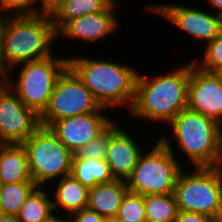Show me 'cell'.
Listing matches in <instances>:
<instances>
[{
    "instance_id": "d6986e66",
    "label": "cell",
    "mask_w": 222,
    "mask_h": 222,
    "mask_svg": "<svg viewBox=\"0 0 222 222\" xmlns=\"http://www.w3.org/2000/svg\"><path fill=\"white\" fill-rule=\"evenodd\" d=\"M71 175L88 189L114 179L105 159L72 157Z\"/></svg>"
},
{
    "instance_id": "484cf974",
    "label": "cell",
    "mask_w": 222,
    "mask_h": 222,
    "mask_svg": "<svg viewBox=\"0 0 222 222\" xmlns=\"http://www.w3.org/2000/svg\"><path fill=\"white\" fill-rule=\"evenodd\" d=\"M201 50H204L203 55L201 51L202 58H192L194 65L203 71L211 73L222 67V33L204 45V49Z\"/></svg>"
},
{
    "instance_id": "e0dca14e",
    "label": "cell",
    "mask_w": 222,
    "mask_h": 222,
    "mask_svg": "<svg viewBox=\"0 0 222 222\" xmlns=\"http://www.w3.org/2000/svg\"><path fill=\"white\" fill-rule=\"evenodd\" d=\"M128 191L124 180L113 179L108 183L97 184L89 189L87 208L109 220L116 217Z\"/></svg>"
},
{
    "instance_id": "e575fe53",
    "label": "cell",
    "mask_w": 222,
    "mask_h": 222,
    "mask_svg": "<svg viewBox=\"0 0 222 222\" xmlns=\"http://www.w3.org/2000/svg\"><path fill=\"white\" fill-rule=\"evenodd\" d=\"M213 73L219 79V81L222 83V67L216 69Z\"/></svg>"
},
{
    "instance_id": "9a60e30c",
    "label": "cell",
    "mask_w": 222,
    "mask_h": 222,
    "mask_svg": "<svg viewBox=\"0 0 222 222\" xmlns=\"http://www.w3.org/2000/svg\"><path fill=\"white\" fill-rule=\"evenodd\" d=\"M123 127L119 124L111 132L105 160L109 165L112 177L126 181L137 165L140 154L144 151V146L142 143V146H139V141L136 140L137 136Z\"/></svg>"
},
{
    "instance_id": "8992f818",
    "label": "cell",
    "mask_w": 222,
    "mask_h": 222,
    "mask_svg": "<svg viewBox=\"0 0 222 222\" xmlns=\"http://www.w3.org/2000/svg\"><path fill=\"white\" fill-rule=\"evenodd\" d=\"M191 169L183 168L177 178L174 195L178 210L222 222V166Z\"/></svg>"
},
{
    "instance_id": "83f0119b",
    "label": "cell",
    "mask_w": 222,
    "mask_h": 222,
    "mask_svg": "<svg viewBox=\"0 0 222 222\" xmlns=\"http://www.w3.org/2000/svg\"><path fill=\"white\" fill-rule=\"evenodd\" d=\"M67 218L69 222H108L104 216L99 215L97 212L87 207L71 213Z\"/></svg>"
},
{
    "instance_id": "8fae6325",
    "label": "cell",
    "mask_w": 222,
    "mask_h": 222,
    "mask_svg": "<svg viewBox=\"0 0 222 222\" xmlns=\"http://www.w3.org/2000/svg\"><path fill=\"white\" fill-rule=\"evenodd\" d=\"M39 116L11 88L0 84V144H22L39 127Z\"/></svg>"
},
{
    "instance_id": "9c48e42d",
    "label": "cell",
    "mask_w": 222,
    "mask_h": 222,
    "mask_svg": "<svg viewBox=\"0 0 222 222\" xmlns=\"http://www.w3.org/2000/svg\"><path fill=\"white\" fill-rule=\"evenodd\" d=\"M92 92L68 66L57 79L49 103L39 116L40 125L49 127L54 121L91 112H107Z\"/></svg>"
},
{
    "instance_id": "d6a6232c",
    "label": "cell",
    "mask_w": 222,
    "mask_h": 222,
    "mask_svg": "<svg viewBox=\"0 0 222 222\" xmlns=\"http://www.w3.org/2000/svg\"><path fill=\"white\" fill-rule=\"evenodd\" d=\"M43 222H69V221L67 216L58 215V213H55L52 217Z\"/></svg>"
},
{
    "instance_id": "7402d4cb",
    "label": "cell",
    "mask_w": 222,
    "mask_h": 222,
    "mask_svg": "<svg viewBox=\"0 0 222 222\" xmlns=\"http://www.w3.org/2000/svg\"><path fill=\"white\" fill-rule=\"evenodd\" d=\"M144 206L146 222H175L179 212L174 193L146 195Z\"/></svg>"
},
{
    "instance_id": "74e56055",
    "label": "cell",
    "mask_w": 222,
    "mask_h": 222,
    "mask_svg": "<svg viewBox=\"0 0 222 222\" xmlns=\"http://www.w3.org/2000/svg\"><path fill=\"white\" fill-rule=\"evenodd\" d=\"M3 211H2V208H1V202H0V214H2Z\"/></svg>"
},
{
    "instance_id": "8d00e7d4",
    "label": "cell",
    "mask_w": 222,
    "mask_h": 222,
    "mask_svg": "<svg viewBox=\"0 0 222 222\" xmlns=\"http://www.w3.org/2000/svg\"><path fill=\"white\" fill-rule=\"evenodd\" d=\"M3 81V75L0 73V84L2 83Z\"/></svg>"
},
{
    "instance_id": "4316f807",
    "label": "cell",
    "mask_w": 222,
    "mask_h": 222,
    "mask_svg": "<svg viewBox=\"0 0 222 222\" xmlns=\"http://www.w3.org/2000/svg\"><path fill=\"white\" fill-rule=\"evenodd\" d=\"M0 13L5 16L38 15L40 0H0Z\"/></svg>"
},
{
    "instance_id": "5bb4252c",
    "label": "cell",
    "mask_w": 222,
    "mask_h": 222,
    "mask_svg": "<svg viewBox=\"0 0 222 222\" xmlns=\"http://www.w3.org/2000/svg\"><path fill=\"white\" fill-rule=\"evenodd\" d=\"M108 113L91 112L56 120L49 128L73 154H76L114 121L111 116L107 117Z\"/></svg>"
},
{
    "instance_id": "3957f363",
    "label": "cell",
    "mask_w": 222,
    "mask_h": 222,
    "mask_svg": "<svg viewBox=\"0 0 222 222\" xmlns=\"http://www.w3.org/2000/svg\"><path fill=\"white\" fill-rule=\"evenodd\" d=\"M167 127L170 131L161 132L159 140L171 151L176 146L184 154L193 167H216L222 160V125L212 118L198 112L182 110ZM170 133V134H168ZM172 134V135H171ZM171 135L172 137H170ZM178 144L172 146V140Z\"/></svg>"
},
{
    "instance_id": "cb8c5ba5",
    "label": "cell",
    "mask_w": 222,
    "mask_h": 222,
    "mask_svg": "<svg viewBox=\"0 0 222 222\" xmlns=\"http://www.w3.org/2000/svg\"><path fill=\"white\" fill-rule=\"evenodd\" d=\"M116 217L127 222H146L144 196L128 191L121 202Z\"/></svg>"
},
{
    "instance_id": "44dd1931",
    "label": "cell",
    "mask_w": 222,
    "mask_h": 222,
    "mask_svg": "<svg viewBox=\"0 0 222 222\" xmlns=\"http://www.w3.org/2000/svg\"><path fill=\"white\" fill-rule=\"evenodd\" d=\"M46 188L37 186L30 193L17 215L19 222H43L55 214L51 194Z\"/></svg>"
},
{
    "instance_id": "7c38bea8",
    "label": "cell",
    "mask_w": 222,
    "mask_h": 222,
    "mask_svg": "<svg viewBox=\"0 0 222 222\" xmlns=\"http://www.w3.org/2000/svg\"><path fill=\"white\" fill-rule=\"evenodd\" d=\"M113 0L104 10L100 12L83 15L70 20L58 33L59 41L63 38L68 40H79L83 43L93 44L106 40L107 37L115 35L118 29H121V19L117 18L118 11L122 2ZM67 38V39H66Z\"/></svg>"
},
{
    "instance_id": "ac0fdd59",
    "label": "cell",
    "mask_w": 222,
    "mask_h": 222,
    "mask_svg": "<svg viewBox=\"0 0 222 222\" xmlns=\"http://www.w3.org/2000/svg\"><path fill=\"white\" fill-rule=\"evenodd\" d=\"M34 182L22 144H0V184Z\"/></svg>"
},
{
    "instance_id": "d4e9b609",
    "label": "cell",
    "mask_w": 222,
    "mask_h": 222,
    "mask_svg": "<svg viewBox=\"0 0 222 222\" xmlns=\"http://www.w3.org/2000/svg\"><path fill=\"white\" fill-rule=\"evenodd\" d=\"M120 124L114 120L102 133L83 146L73 157L84 159H105L111 132Z\"/></svg>"
},
{
    "instance_id": "2e32d148",
    "label": "cell",
    "mask_w": 222,
    "mask_h": 222,
    "mask_svg": "<svg viewBox=\"0 0 222 222\" xmlns=\"http://www.w3.org/2000/svg\"><path fill=\"white\" fill-rule=\"evenodd\" d=\"M56 185H55V184ZM49 185L54 212L68 216L87 207L89 189L71 174L65 175ZM51 187H55L54 189ZM51 189V190H50ZM53 189V190H52Z\"/></svg>"
},
{
    "instance_id": "1f68e13d",
    "label": "cell",
    "mask_w": 222,
    "mask_h": 222,
    "mask_svg": "<svg viewBox=\"0 0 222 222\" xmlns=\"http://www.w3.org/2000/svg\"><path fill=\"white\" fill-rule=\"evenodd\" d=\"M6 17L7 16L0 13V73L1 74H2V56H1L2 32L5 26Z\"/></svg>"
},
{
    "instance_id": "ba28073f",
    "label": "cell",
    "mask_w": 222,
    "mask_h": 222,
    "mask_svg": "<svg viewBox=\"0 0 222 222\" xmlns=\"http://www.w3.org/2000/svg\"><path fill=\"white\" fill-rule=\"evenodd\" d=\"M22 145L31 178L37 186L48 187L71 174L73 153L49 127L40 126Z\"/></svg>"
},
{
    "instance_id": "836d02e7",
    "label": "cell",
    "mask_w": 222,
    "mask_h": 222,
    "mask_svg": "<svg viewBox=\"0 0 222 222\" xmlns=\"http://www.w3.org/2000/svg\"><path fill=\"white\" fill-rule=\"evenodd\" d=\"M0 222H19L17 216L0 214Z\"/></svg>"
},
{
    "instance_id": "30bf717a",
    "label": "cell",
    "mask_w": 222,
    "mask_h": 222,
    "mask_svg": "<svg viewBox=\"0 0 222 222\" xmlns=\"http://www.w3.org/2000/svg\"><path fill=\"white\" fill-rule=\"evenodd\" d=\"M146 12L154 13L157 17H163L168 23L177 27L182 33H186L196 41L211 42L222 33V16L213 12L180 3H157L142 6Z\"/></svg>"
},
{
    "instance_id": "ffe728a7",
    "label": "cell",
    "mask_w": 222,
    "mask_h": 222,
    "mask_svg": "<svg viewBox=\"0 0 222 222\" xmlns=\"http://www.w3.org/2000/svg\"><path fill=\"white\" fill-rule=\"evenodd\" d=\"M113 0H65L50 15L56 33L70 20L104 10Z\"/></svg>"
},
{
    "instance_id": "7a4b0ae2",
    "label": "cell",
    "mask_w": 222,
    "mask_h": 222,
    "mask_svg": "<svg viewBox=\"0 0 222 222\" xmlns=\"http://www.w3.org/2000/svg\"><path fill=\"white\" fill-rule=\"evenodd\" d=\"M68 58V66L92 92L101 107L108 110L130 109L135 96L138 71L126 63L90 56Z\"/></svg>"
},
{
    "instance_id": "5b68a950",
    "label": "cell",
    "mask_w": 222,
    "mask_h": 222,
    "mask_svg": "<svg viewBox=\"0 0 222 222\" xmlns=\"http://www.w3.org/2000/svg\"><path fill=\"white\" fill-rule=\"evenodd\" d=\"M67 67L68 56L66 58L56 56L55 53L44 59L24 62L12 67L3 76V82L27 108L40 116L49 103L57 79ZM11 74L17 78L15 79Z\"/></svg>"
},
{
    "instance_id": "4dcf8cb0",
    "label": "cell",
    "mask_w": 222,
    "mask_h": 222,
    "mask_svg": "<svg viewBox=\"0 0 222 222\" xmlns=\"http://www.w3.org/2000/svg\"><path fill=\"white\" fill-rule=\"evenodd\" d=\"M206 2L209 4L208 6L211 5V8H208L211 12L222 16V0H206Z\"/></svg>"
},
{
    "instance_id": "d590c367",
    "label": "cell",
    "mask_w": 222,
    "mask_h": 222,
    "mask_svg": "<svg viewBox=\"0 0 222 222\" xmlns=\"http://www.w3.org/2000/svg\"><path fill=\"white\" fill-rule=\"evenodd\" d=\"M108 222H127V221H125V220H123V219H119V218H117V217H113V218H110L109 220H108ZM130 222V221H129Z\"/></svg>"
},
{
    "instance_id": "f1b7e54d",
    "label": "cell",
    "mask_w": 222,
    "mask_h": 222,
    "mask_svg": "<svg viewBox=\"0 0 222 222\" xmlns=\"http://www.w3.org/2000/svg\"><path fill=\"white\" fill-rule=\"evenodd\" d=\"M175 222H215L211 217L195 213L179 211Z\"/></svg>"
},
{
    "instance_id": "4fadbf2b",
    "label": "cell",
    "mask_w": 222,
    "mask_h": 222,
    "mask_svg": "<svg viewBox=\"0 0 222 222\" xmlns=\"http://www.w3.org/2000/svg\"><path fill=\"white\" fill-rule=\"evenodd\" d=\"M187 108L222 125V83L214 73L199 69L190 60Z\"/></svg>"
},
{
    "instance_id": "6da1fadb",
    "label": "cell",
    "mask_w": 222,
    "mask_h": 222,
    "mask_svg": "<svg viewBox=\"0 0 222 222\" xmlns=\"http://www.w3.org/2000/svg\"><path fill=\"white\" fill-rule=\"evenodd\" d=\"M185 64V65H184ZM176 66L166 73L144 75L138 72L135 96L128 116L138 120L153 121L159 126L168 124L182 110L187 108L190 61ZM142 73V74H141ZM149 76V77H148ZM161 124H159V123ZM163 122V123H162Z\"/></svg>"
},
{
    "instance_id": "603a6c76",
    "label": "cell",
    "mask_w": 222,
    "mask_h": 222,
    "mask_svg": "<svg viewBox=\"0 0 222 222\" xmlns=\"http://www.w3.org/2000/svg\"><path fill=\"white\" fill-rule=\"evenodd\" d=\"M36 187L34 182L0 184V202L3 214L17 216L27 197Z\"/></svg>"
},
{
    "instance_id": "277c9868",
    "label": "cell",
    "mask_w": 222,
    "mask_h": 222,
    "mask_svg": "<svg viewBox=\"0 0 222 222\" xmlns=\"http://www.w3.org/2000/svg\"><path fill=\"white\" fill-rule=\"evenodd\" d=\"M55 42L57 33L50 15L7 16L2 32V75L18 64L53 55Z\"/></svg>"
},
{
    "instance_id": "52a82bcc",
    "label": "cell",
    "mask_w": 222,
    "mask_h": 222,
    "mask_svg": "<svg viewBox=\"0 0 222 222\" xmlns=\"http://www.w3.org/2000/svg\"><path fill=\"white\" fill-rule=\"evenodd\" d=\"M152 146L140 154L126 186L130 192L143 196L172 194L184 163L178 160L179 153L175 154L159 139Z\"/></svg>"
},
{
    "instance_id": "f546056e",
    "label": "cell",
    "mask_w": 222,
    "mask_h": 222,
    "mask_svg": "<svg viewBox=\"0 0 222 222\" xmlns=\"http://www.w3.org/2000/svg\"><path fill=\"white\" fill-rule=\"evenodd\" d=\"M65 0H40V14L51 15Z\"/></svg>"
}]
</instances>
